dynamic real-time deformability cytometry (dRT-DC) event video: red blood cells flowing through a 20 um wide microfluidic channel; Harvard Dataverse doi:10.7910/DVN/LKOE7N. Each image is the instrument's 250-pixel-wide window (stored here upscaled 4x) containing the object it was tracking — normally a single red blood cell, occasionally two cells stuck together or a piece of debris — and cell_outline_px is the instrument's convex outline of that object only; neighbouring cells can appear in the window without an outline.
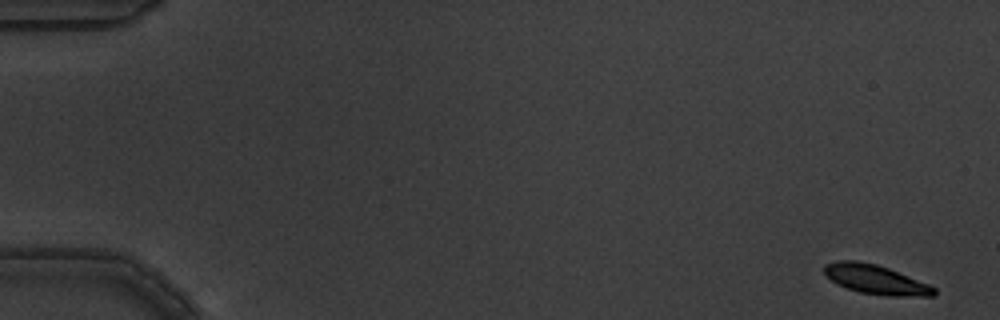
{"species": "common noctule bat (a hibernating species)", "species_latin": "Nyctalus noctula", "temperature_condition": "warm", "stored_images_in_passage": 6, "camera_frame_rate_fps": 3000, "um_per_image_px": 0.085, "animal": {"sex": "male", "body_mass_g": 19.5, "forearm_length_mm": 54.6}, "frame": {"image": 1, "passage_image": 1, "time_ms": 0.0, "image_size_px": [1000, 320], "cell_outline_px": [[936, 296], [888, 296], [860, 292], [836, 284], [824, 276], [824, 264], [836, 260], [856, 260], [876, 264], [888, 268], [928, 284], [936, 288]], "centroid_in_image_um": [74.39, 23.75], "position_along_channel_um": 10.6, "area_um2": 18.84}}